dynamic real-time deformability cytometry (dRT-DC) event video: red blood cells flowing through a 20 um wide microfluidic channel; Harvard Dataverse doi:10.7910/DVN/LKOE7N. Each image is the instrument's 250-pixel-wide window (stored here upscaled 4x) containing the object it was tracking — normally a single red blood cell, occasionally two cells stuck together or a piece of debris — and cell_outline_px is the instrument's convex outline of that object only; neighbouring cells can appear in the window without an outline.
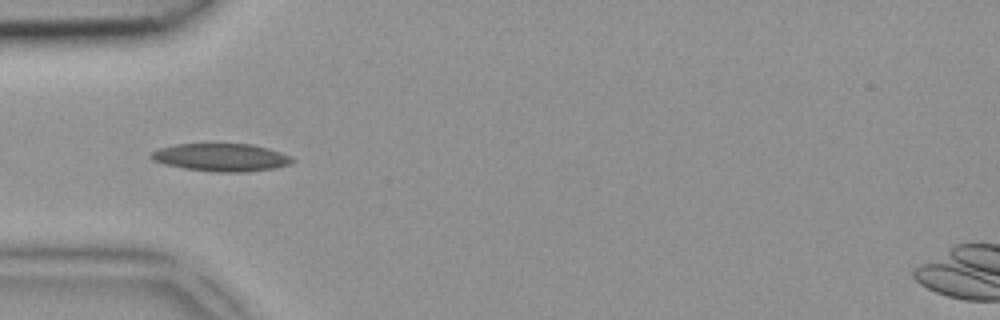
{"species": "common noctule bat (a hibernating species)", "species_latin": "Nyctalus noctula", "temperature_condition": "room temperature", "stored_images_in_passage": 3, "camera_frame_rate_fps": 3000, "um_per_image_px": 0.085, "animal": {"sex": "female", "body_mass_g": 18.4}, "frame": {"image": 1, "passage_image": 3, "time_ms": 0.667, "image_size_px": [1000, 320], "cell_outline_px": [[296, 160], [292, 164], [272, 168], [244, 172], [216, 172], [184, 168], [164, 164], [152, 160], [148, 156], [152, 152], [160, 148], [176, 144], [252, 144], [268, 148], [292, 156]], "centroid_in_image_um": [18.81, 13.38], "position_along_channel_um": 66.2, "area_um2": 22.89}}